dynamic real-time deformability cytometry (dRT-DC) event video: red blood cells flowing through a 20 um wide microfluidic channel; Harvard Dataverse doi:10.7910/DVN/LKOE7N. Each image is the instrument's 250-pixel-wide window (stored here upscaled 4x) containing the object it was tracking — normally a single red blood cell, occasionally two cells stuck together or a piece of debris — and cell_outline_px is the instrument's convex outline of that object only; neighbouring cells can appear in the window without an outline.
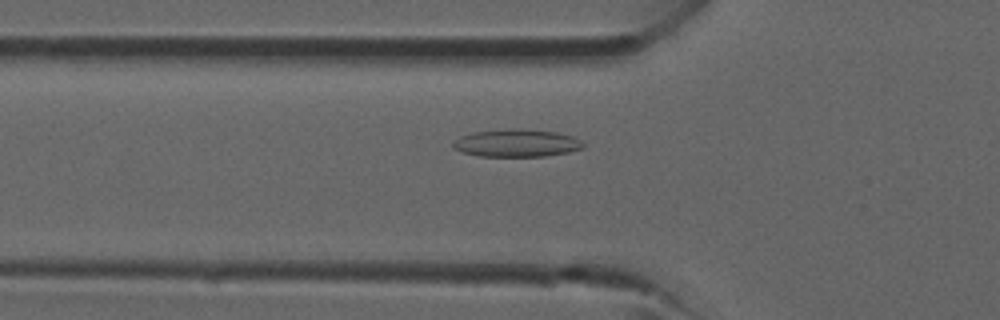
{"species": "common noctule bat (a hibernating species)", "species_latin": "Nyctalus noctula", "temperature_condition": "room temperature", "stored_images_in_passage": 41, "camera_frame_rate_fps": 3000, "um_per_image_px": 0.085, "animal": {"sex": "male", "forearm_length_mm": 52.5}, "frame": {"image": 1, "passage_image": 14, "time_ms": 4.333, "image_size_px": [1000, 320], "cell_outline_px": [[584, 148], [568, 152], [544, 156], [480, 156], [464, 152], [452, 148], [452, 144], [460, 136], [472, 132], [516, 128], [520, 128], [556, 132], [572, 136], [580, 140], [584, 144]], "centroid_in_image_um": [43.92, 12.15], "position_along_channel_um": 81.9, "area_um2": 20.87}}
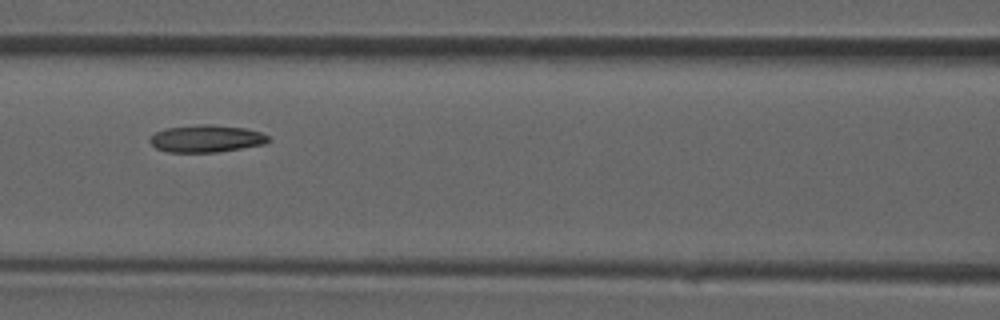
{"frame": {"image": 2, "passage_image": 18, "time_ms": 5.667, "image_size_px": [1000, 320], "cell_outline_px": [[272, 140], [264, 144], [216, 152], [168, 152], [156, 148], [148, 140], [156, 132], [168, 128], [200, 124], [212, 124], [244, 128], [260, 132], [268, 136]], "centroid_in_image_um": [17.55, 11.78], "position_along_channel_um": 149.1, "area_um2": 18.67}}
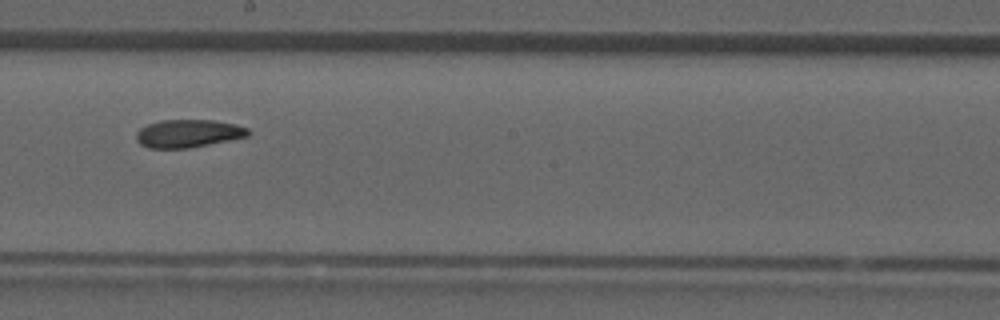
{"frame": {"image": 3, "passage_image": 23, "time_ms": 7.333, "image_size_px": [1000, 320], "cell_outline_px": [[248, 136], [188, 148], [148, 148], [140, 144], [136, 140], [136, 132], [140, 128], [148, 124], [160, 120], [216, 120], [248, 128]], "centroid_in_image_um": [15.94, 11.34], "position_along_channel_um": 232.3, "area_um2": 18.03}}